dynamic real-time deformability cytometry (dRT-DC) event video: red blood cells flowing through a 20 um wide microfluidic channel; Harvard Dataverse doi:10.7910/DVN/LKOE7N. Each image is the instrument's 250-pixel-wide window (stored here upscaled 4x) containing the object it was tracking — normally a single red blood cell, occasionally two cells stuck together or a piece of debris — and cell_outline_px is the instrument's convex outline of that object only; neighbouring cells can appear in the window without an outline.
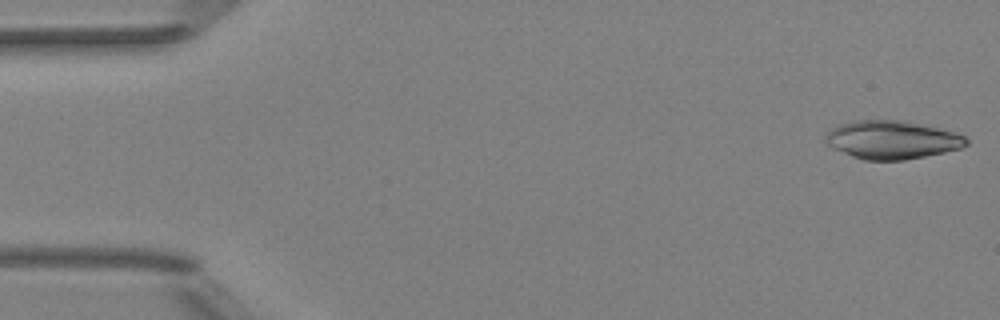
{"species": "Egyptian fruit bat (a non-hibernating species)", "species_latin": "Rousettus aegyptiacus", "temperature_condition": "room temperature", "stored_images_in_passage": 50, "camera_frame_rate_fps": 3000, "um_per_image_px": 0.085, "animal": {"sex": "female"}, "frame": {"image": 1, "passage_image": 1, "time_ms": 0.0, "image_size_px": [1000, 320], "cell_outline_px": [[968, 144], [960, 148], [944, 152], [904, 160], [864, 160], [852, 156], [832, 148], [824, 140], [824, 136], [832, 128], [840, 124], [852, 120], [908, 120], [956, 132], [964, 136], [968, 140]], "centroid_in_image_um": [75.81, 11.87], "position_along_channel_um": 9.2, "area_um2": 31.62}}
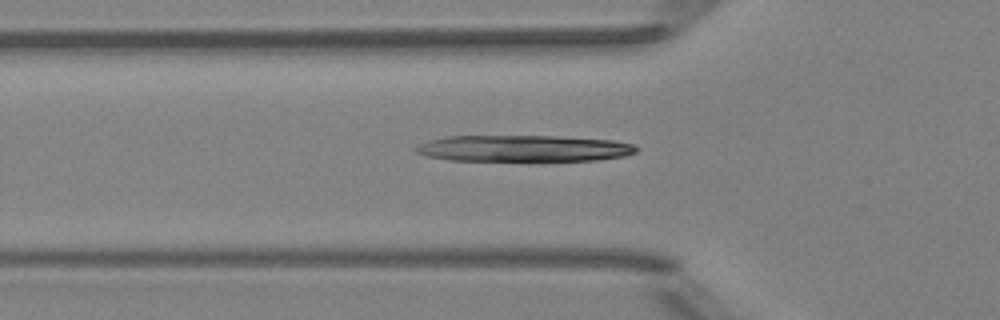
{"frame": {"image": 2, "passage_image": 17, "time_ms": 5.333, "image_size_px": [1000, 320], "cell_outline_px": [[640, 148], [636, 152], [624, 156], [596, 160], [448, 160], [428, 156], [416, 152], [412, 148], [428, 140], [444, 136], [556, 136], [612, 140], [636, 144]], "centroid_in_image_um": [44.51, 12.6], "position_along_channel_um": 81.3, "area_um2": 33.93}}
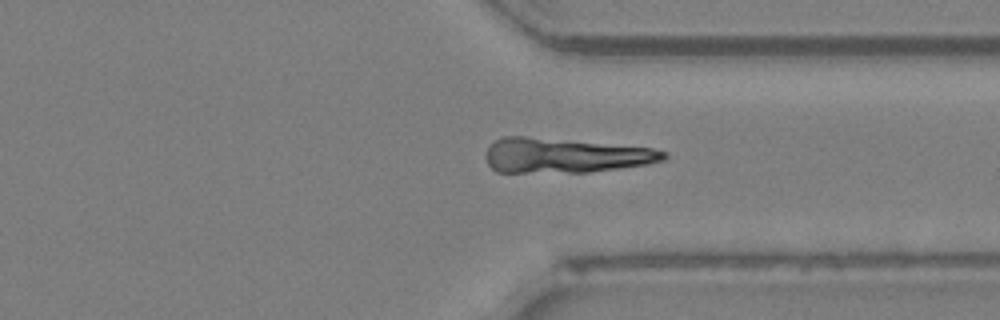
{"frame": {"image": 3, "passage_image": 38, "time_ms": 12.333, "image_size_px": [1000, 320], "cell_outline_px": [[668, 156], [664, 160], [648, 164], [588, 172], [496, 172], [488, 164], [484, 156], [484, 152], [488, 144], [504, 136], [524, 136], [652, 148], [668, 152]], "centroid_in_image_um": [47.97, 13.22], "position_along_channel_um": 363.4, "area_um2": 36.01}}